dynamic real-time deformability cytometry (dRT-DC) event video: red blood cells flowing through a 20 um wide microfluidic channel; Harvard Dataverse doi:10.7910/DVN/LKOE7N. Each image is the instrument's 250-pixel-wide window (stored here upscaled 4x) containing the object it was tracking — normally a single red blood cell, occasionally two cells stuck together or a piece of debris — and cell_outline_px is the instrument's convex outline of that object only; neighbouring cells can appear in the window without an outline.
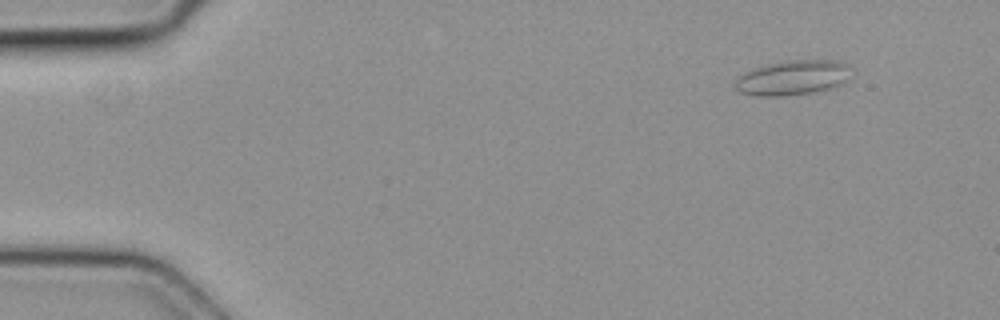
{"species": "common noctule bat (a hibernating species)", "species_latin": "Nyctalus noctula", "temperature_condition": "cold", "stored_images_in_passage": 5, "camera_frame_rate_fps": 3000, "um_per_image_px": 0.085, "animal": {"sex": "female", "body_mass_g": 19.3, "forearm_length_mm": 54.1}, "frame": {"image": 1, "passage_image": 2, "time_ms": 0.333, "image_size_px": [1000, 320], "cell_outline_px": [[848, 64], [844, 80], [840, 84], [828, 88], [812, 92], [784, 96], [756, 96], [740, 92], [736, 88], [736, 76], [756, 68], [768, 64], [792, 60], [832, 60]], "centroid_in_image_um": [67.29, 6.61], "position_along_channel_um": 17.7, "area_um2": 22.83}}